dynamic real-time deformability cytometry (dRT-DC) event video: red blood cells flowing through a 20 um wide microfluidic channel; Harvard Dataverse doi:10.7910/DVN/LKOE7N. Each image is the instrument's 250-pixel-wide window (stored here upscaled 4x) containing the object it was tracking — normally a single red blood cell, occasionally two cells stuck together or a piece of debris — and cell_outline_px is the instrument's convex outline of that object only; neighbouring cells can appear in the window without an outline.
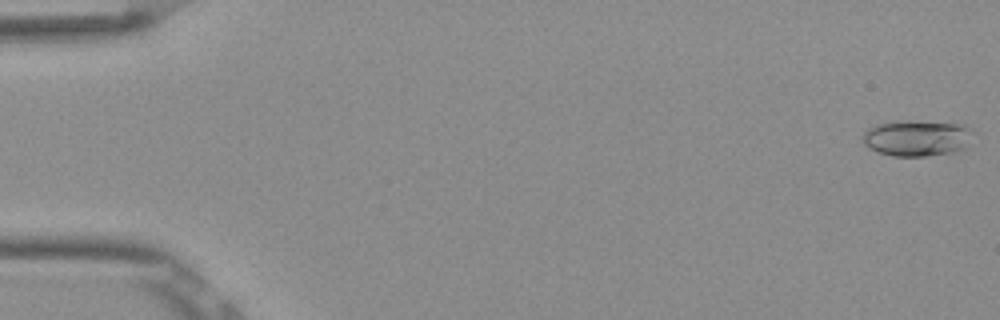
{"species": "Egyptian fruit bat (a non-hibernating species)", "species_latin": "Rousettus aegyptiacus", "temperature_condition": "room temperature", "stored_images_in_passage": 53, "camera_frame_rate_fps": 3000, "um_per_image_px": 0.085, "frame": {"image": 1, "passage_image": 1, "time_ms": 0.0, "image_size_px": [1000, 320], "cell_outline_px": [[976, 132], [964, 148], [952, 152], [924, 156], [892, 156], [876, 152], [868, 148], [860, 140], [864, 132], [868, 128], [880, 124], [896, 120], [908, 120], [964, 124], [972, 128]], "centroid_in_image_um": [77.94, 11.72], "position_along_channel_um": 7.1, "area_um2": 23.64}}
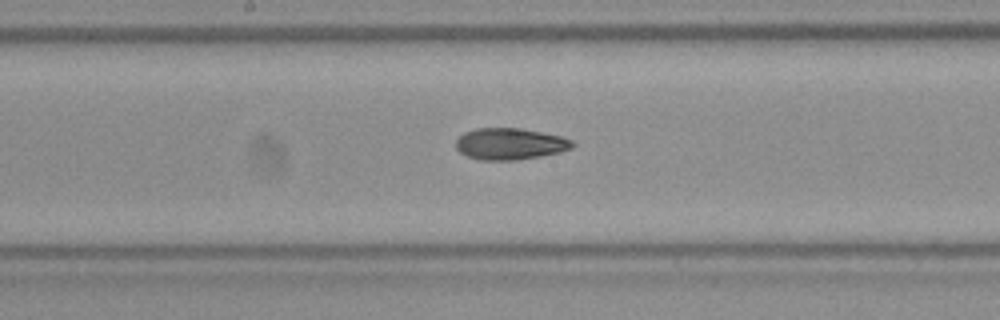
{"frame": {"image": 2, "passage_image": 28, "time_ms": 9.0, "image_size_px": [1000, 320], "cell_outline_px": [[576, 144], [572, 148], [560, 152], [540, 156], [516, 160], [480, 160], [468, 156], [460, 152], [456, 148], [456, 140], [464, 132], [476, 128], [520, 128], [564, 136], [572, 140]], "centroid_in_image_um": [43.38, 12.22], "position_along_channel_um": 204.8, "area_um2": 21.56}}
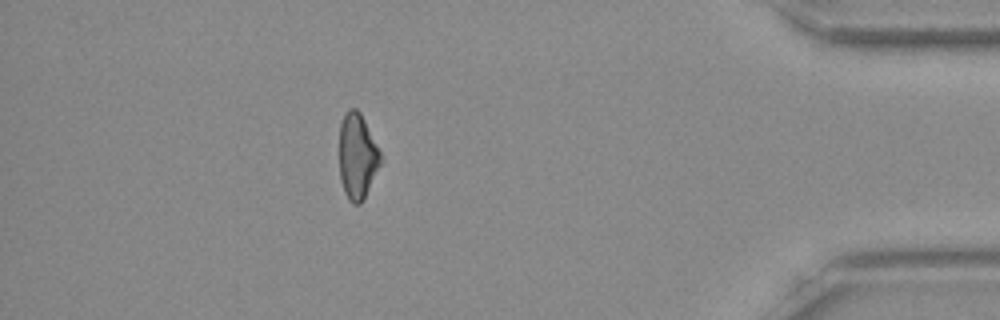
{"frame": {"image": 3, "passage_image": 47, "time_ms": 15.333, "image_size_px": [1000, 320], "cell_outline_px": [[384, 160], [364, 200], [360, 204], [352, 204], [348, 200], [344, 192], [340, 180], [340, 124], [344, 112], [348, 108], [356, 108], [360, 112]], "centroid_in_image_um": [30.39, 13.32], "position_along_channel_um": 404.8, "area_um2": 20.92}, "authors_computed_cell_mechanics": {"area_um2": 21.2126, "velocity_mm_per_s": 3.8758, "shape_relaxation_time_tau1_ms": 10.5909, "shape_relaxation_time_tau2_ms": 6.1346, "deformation_change_tau1": 0.243, "deformation_change_tau2": 0.1321}}